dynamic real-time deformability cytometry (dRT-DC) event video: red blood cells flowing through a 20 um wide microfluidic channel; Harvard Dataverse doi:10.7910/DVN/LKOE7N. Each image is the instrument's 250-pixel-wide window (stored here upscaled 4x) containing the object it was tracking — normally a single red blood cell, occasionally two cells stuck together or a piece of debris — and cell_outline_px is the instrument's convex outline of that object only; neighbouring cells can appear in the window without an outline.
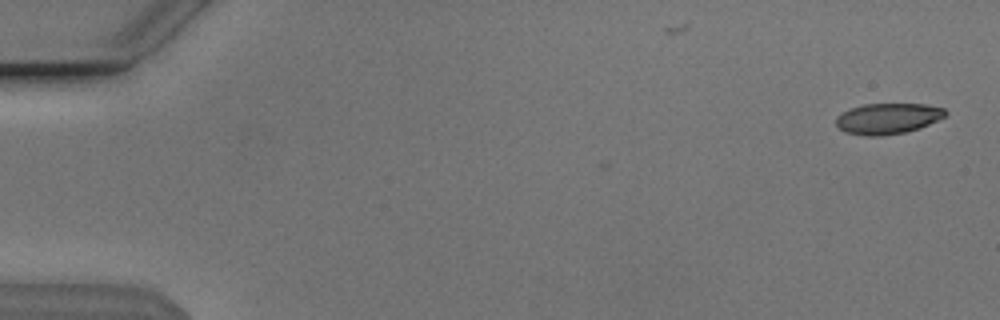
{"species": "Egyptian fruit bat (a non-hibernating species)", "species_latin": "Rousettus aegyptiacus", "temperature_condition": "cold", "stored_images_in_passage": 11, "camera_frame_rate_fps": 3000, "um_per_image_px": 0.085, "animal": {"sex": "male"}, "frame": {"image": 1, "passage_image": 2, "time_ms": 0.333, "image_size_px": [1000, 320], "cell_outline_px": [[948, 112], [944, 116], [920, 128], [904, 132], [880, 136], [864, 136], [844, 132], [836, 124], [836, 116], [852, 108], [864, 104], [928, 104], [944, 108]], "centroid_in_image_um": [75.46, 10.08], "position_along_channel_um": 9.5, "area_um2": 19.54}}